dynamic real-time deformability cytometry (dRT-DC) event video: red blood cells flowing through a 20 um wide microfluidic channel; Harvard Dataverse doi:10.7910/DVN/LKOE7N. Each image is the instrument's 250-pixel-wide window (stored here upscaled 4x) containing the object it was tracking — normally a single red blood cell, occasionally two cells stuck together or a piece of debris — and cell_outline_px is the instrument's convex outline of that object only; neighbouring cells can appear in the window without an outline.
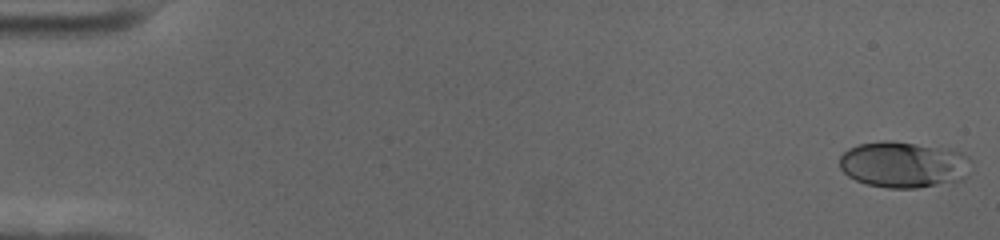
{"species": "human", "species_latin": "Homo sapiens", "temperature_condition": "cold", "stored_images_in_passage": 58, "camera_frame_rate_fps": 3000, "um_per_image_px": 0.085, "donor": {"sex": "female"}, "frame": {"image": 1, "passage_image": 1, "time_ms": 0.0, "image_size_px": [1000, 240], "cell_outline_px": [[972, 160], [968, 176], [964, 180], [916, 188], [888, 188], [868, 184], [856, 180], [848, 176], [840, 168], [840, 156], [848, 148], [860, 144], [884, 140], [892, 140], [964, 152]], "centroid_in_image_um": [76.84, 13.99], "position_along_channel_um": 8.2, "area_um2": 35.6}}
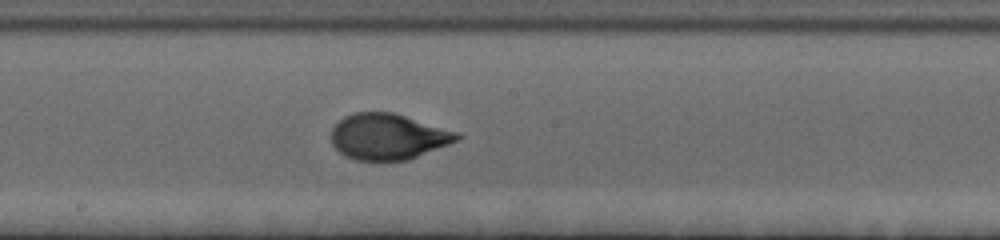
{"frame": {"image": 2, "passage_image": 32, "time_ms": 10.333, "image_size_px": [1000, 240], "cell_outline_px": [[464, 136], [460, 140], [408, 160], [356, 160], [344, 156], [332, 144], [332, 128], [344, 116], [352, 112], [392, 112], [456, 132]], "centroid_in_image_um": [32.98, 11.62], "position_along_channel_um": 215.2, "area_um2": 33.47}}
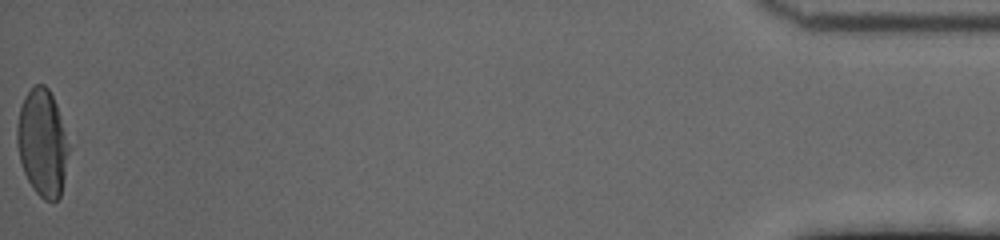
{"frame": {"image": 3, "passage_image": 58, "time_ms": 19.0, "image_size_px": [1000, 240], "cell_outline_px": [[68, 148], [64, 176], [60, 196], [56, 200], [44, 200], [36, 192], [28, 180], [24, 172], [20, 160], [16, 144], [16, 128], [20, 108], [24, 96], [36, 84], [44, 84], [48, 88], [56, 104], [68, 144]], "centroid_in_image_um": [3.57, 12.12], "position_along_channel_um": 431.6, "area_um2": 31.67}, "authors_computed_cell_mechanics": {"area_um2": 33.1194, "velocity_mm_per_s": 3.5269, "shape_relaxation_time_tau1_ms": 3.1564, "shape_relaxation_time_tau2_ms": null, "deformation_change_tau1": 0.1612, "deformation_change_tau2": null}}